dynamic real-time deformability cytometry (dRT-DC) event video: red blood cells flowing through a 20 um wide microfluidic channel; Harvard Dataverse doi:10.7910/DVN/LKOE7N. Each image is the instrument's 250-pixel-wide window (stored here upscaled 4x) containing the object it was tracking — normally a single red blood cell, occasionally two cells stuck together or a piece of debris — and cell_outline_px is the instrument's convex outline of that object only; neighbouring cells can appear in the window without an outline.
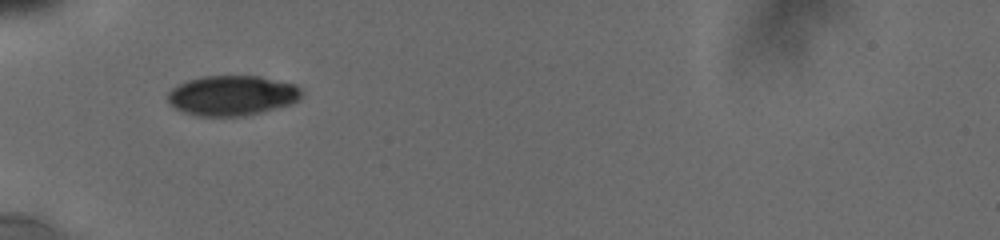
{"species": "human", "species_latin": "Homo sapiens", "temperature_condition": "cold", "stored_images_in_passage": 15, "camera_frame_rate_fps": 3000, "um_per_image_px": 0.085, "donor": {"sex": "male"}, "frame": {"image": 1, "passage_image": 1, "time_ms": 0.0, "image_size_px": [1000, 240], "cell_outline_px": [[300, 96], [296, 100], [288, 104], [276, 108], [244, 116], [196, 116], [184, 112], [176, 108], [168, 100], [168, 92], [172, 88], [188, 80], [204, 76], [260, 76], [292, 84], [300, 88]], "centroid_in_image_um": [19.68, 8.12], "position_along_channel_um": 65.3, "area_um2": 30.75}}
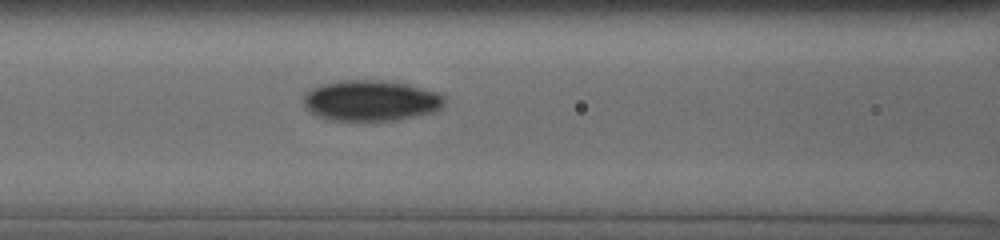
{"frame": {"image": 2, "passage_image": 9, "time_ms": 2.0, "image_size_px": [1000, 240], "cell_outline_px": [[444, 100], [440, 108], [432, 112], [416, 116], [396, 120], [332, 120], [320, 116], [312, 112], [304, 104], [304, 96], [312, 88], [324, 84], [340, 80], [388, 80], [408, 84], [436, 92], [444, 96]], "centroid_in_image_um": [31.55, 8.54], "position_along_channel_um": 135.1, "area_um2": 33.06}}
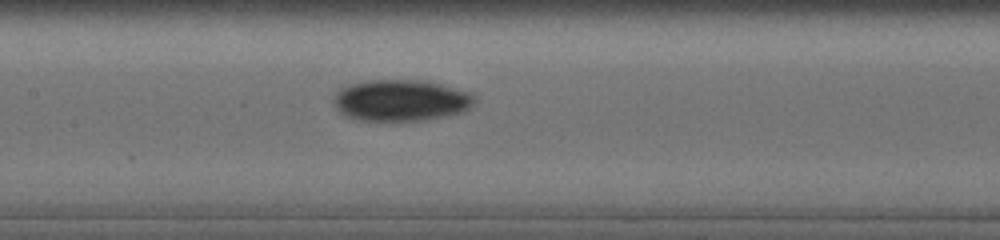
{"frame": {"image": 3, "passage_image": 13, "time_ms": 3.0, "image_size_px": [1000, 240], "cell_outline_px": [[476, 100], [464, 112], [428, 120], [356, 120], [344, 116], [332, 104], [336, 92], [340, 88], [352, 84], [368, 80], [424, 80], [472, 92]], "centroid_in_image_um": [34.07, 8.53], "position_along_channel_um": 173.3, "area_um2": 34.22}}